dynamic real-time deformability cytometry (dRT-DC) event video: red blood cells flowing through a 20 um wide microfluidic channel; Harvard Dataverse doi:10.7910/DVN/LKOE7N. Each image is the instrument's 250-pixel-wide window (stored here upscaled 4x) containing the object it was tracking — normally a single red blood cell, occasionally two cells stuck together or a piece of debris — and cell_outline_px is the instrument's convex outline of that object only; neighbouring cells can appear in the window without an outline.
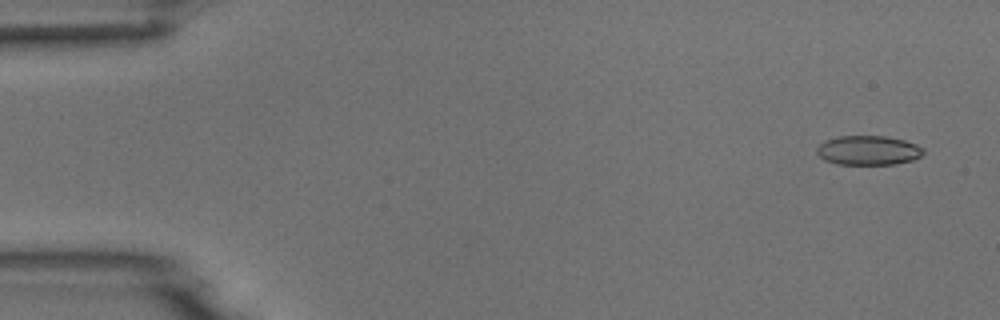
{"species": "common noctule bat (a hibernating species)", "species_latin": "Nyctalus noctula", "temperature_condition": "room temperature", "stored_images_in_passage": 7, "camera_frame_rate_fps": 3000, "um_per_image_px": 0.085, "animal": {"sex": "male", "body_mass_g": 18.8}, "frame": {"image": 1, "passage_image": 1, "time_ms": 0.0, "image_size_px": [1000, 320], "cell_outline_px": [[924, 152], [920, 156], [912, 160], [896, 164], [836, 164], [824, 160], [816, 152], [816, 148], [824, 140], [840, 136], [884, 136], [904, 140], [916, 144], [924, 148]], "centroid_in_image_um": [73.79, 12.78], "position_along_channel_um": 11.2, "area_um2": 18.26}}
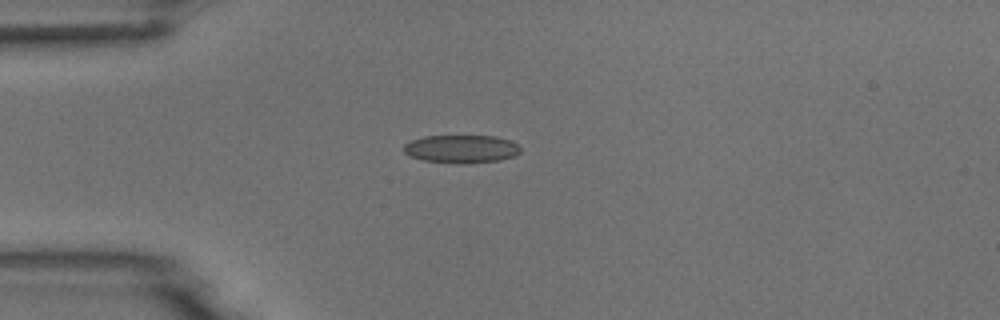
{"frame": {"image": 2, "passage_image": 4, "time_ms": 1.0, "image_size_px": [1000, 320], "cell_outline_px": [[520, 152], [516, 156], [500, 160], [468, 164], [456, 164], [420, 160], [408, 156], [400, 148], [404, 144], [412, 140], [424, 136], [496, 136], [508, 140], [516, 144], [520, 148]], "centroid_in_image_um": [39.16, 12.68], "position_along_channel_um": 45.8, "area_um2": 19.48}}